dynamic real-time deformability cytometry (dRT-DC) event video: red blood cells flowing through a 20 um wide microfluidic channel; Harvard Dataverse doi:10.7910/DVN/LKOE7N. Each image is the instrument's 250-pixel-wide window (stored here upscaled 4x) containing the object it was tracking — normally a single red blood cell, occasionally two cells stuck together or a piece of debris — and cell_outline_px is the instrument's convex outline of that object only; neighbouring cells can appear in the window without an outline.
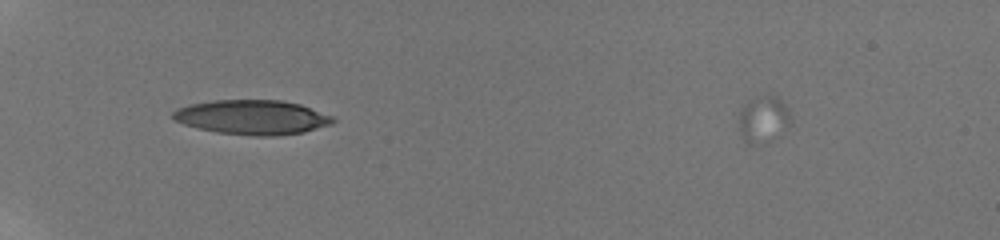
{"species": "human", "species_latin": "Homo sapiens", "temperature_condition": "room temperature", "stored_images_in_passage": 21, "camera_frame_rate_fps": 3000, "um_per_image_px": 0.085, "donor": {"sex": "male"}, "frame": {"image": 1, "passage_image": 1, "time_ms": 0.0, "image_size_px": [1000, 240], "cell_outline_px": [[336, 120], [332, 124], [304, 132], [276, 136], [252, 136], [216, 132], [184, 124], [172, 120], [172, 112], [176, 108], [188, 104], [212, 100], [280, 100], [300, 104], [332, 116]], "centroid_in_image_um": [21.41, 9.96], "position_along_channel_um": 63.6, "area_um2": 32.37}}
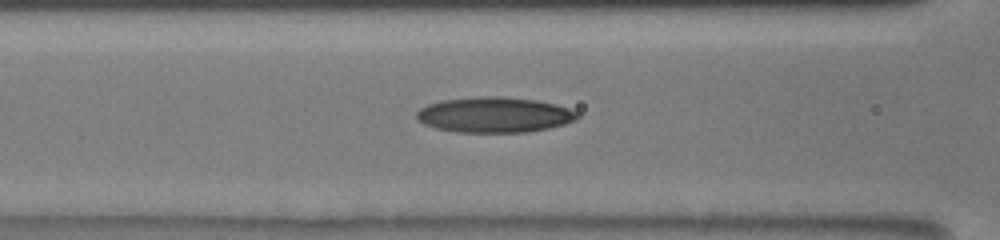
{"frame": {"image": 2, "passage_image": 11, "time_ms": 2.0, "image_size_px": [1000, 240], "cell_outline_px": [[580, 116], [576, 120], [564, 124], [548, 128], [524, 132], [456, 132], [436, 128], [424, 124], [416, 116], [416, 112], [420, 108], [428, 104], [440, 100], [476, 96], [500, 96], [536, 100], [556, 104], [580, 112]], "centroid_in_image_um": [42.03, 9.75], "position_along_channel_um": 124.6, "area_um2": 33.35}}